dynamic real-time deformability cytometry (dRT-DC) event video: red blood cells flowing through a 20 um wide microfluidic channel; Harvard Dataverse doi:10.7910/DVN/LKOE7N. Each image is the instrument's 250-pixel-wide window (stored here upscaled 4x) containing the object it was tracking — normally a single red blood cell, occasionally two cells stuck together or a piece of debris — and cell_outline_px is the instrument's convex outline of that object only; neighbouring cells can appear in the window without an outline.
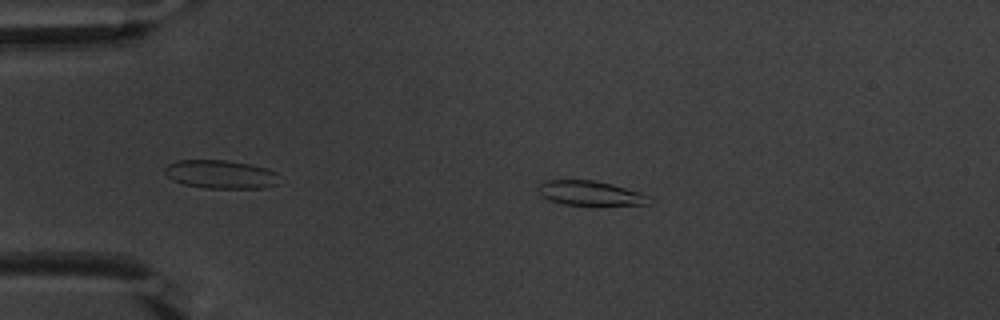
{"species": "common noctule bat (a hibernating species)", "species_latin": "Nyctalus noctula", "temperature_condition": "warm", "stored_images_in_passage": 41, "camera_frame_rate_fps": 3000, "um_per_image_px": 0.085, "animal": {"sex": "male", "body_mass_g": 20.1, "forearm_length_mm": 53.5}, "frame": {"image": 1, "passage_image": 4, "time_ms": 1.0, "image_size_px": [1000, 320], "cell_outline_px": [[652, 204], [564, 204], [548, 200], [540, 196], [536, 188], [544, 180], [596, 180], [612, 184], [640, 192], [652, 196]], "centroid_in_image_um": [50.15, 16.4], "position_along_channel_um": 34.8, "area_um2": 15.9}}
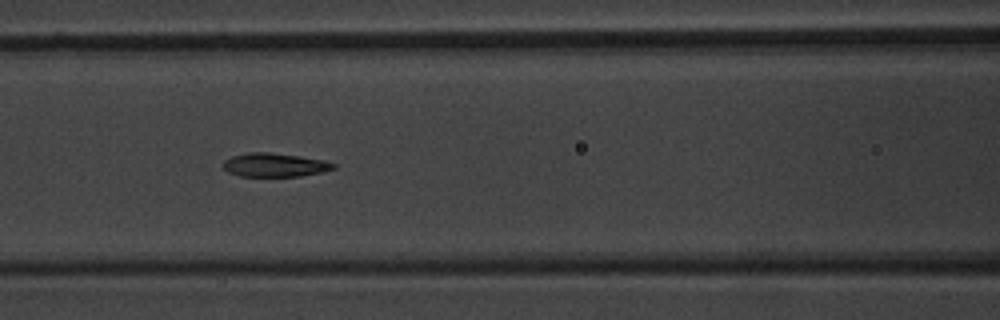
{"frame": {"image": 2, "passage_image": 16, "time_ms": 5.0, "image_size_px": [1000, 320], "cell_outline_px": [[336, 168], [320, 172], [300, 176], [240, 176], [228, 172], [220, 164], [224, 160], [232, 156], [248, 152], [268, 152], [300, 156], [324, 160], [336, 164]], "centroid_in_image_um": [23.31, 14.01], "position_along_channel_um": 143.3, "area_um2": 15.26}}
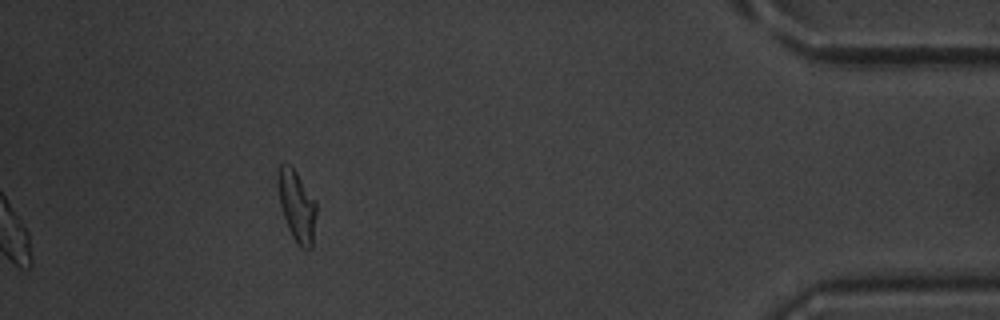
{"frame": {"image": 3, "passage_image": 41, "time_ms": 13.333, "image_size_px": [1000, 320], "cell_outline_px": [[316, 216], [312, 248], [300, 248], [296, 244], [288, 228], [280, 204], [276, 184], [276, 172], [280, 164], [292, 164], [316, 200]], "centroid_in_image_um": [25.22, 17.44], "position_along_channel_um": 410.0, "area_um2": 16.42}, "authors_computed_cell_mechanics": {"area_um2": 16.0106, "velocity_mm_per_s": 3.8215, "shape_relaxation_time_tau1_ms": 3.1895, "shape_relaxation_time_tau2_ms": 2.2473, "deformation_change_tau1": 0.1696, "deformation_change_tau2": 0.1013}}